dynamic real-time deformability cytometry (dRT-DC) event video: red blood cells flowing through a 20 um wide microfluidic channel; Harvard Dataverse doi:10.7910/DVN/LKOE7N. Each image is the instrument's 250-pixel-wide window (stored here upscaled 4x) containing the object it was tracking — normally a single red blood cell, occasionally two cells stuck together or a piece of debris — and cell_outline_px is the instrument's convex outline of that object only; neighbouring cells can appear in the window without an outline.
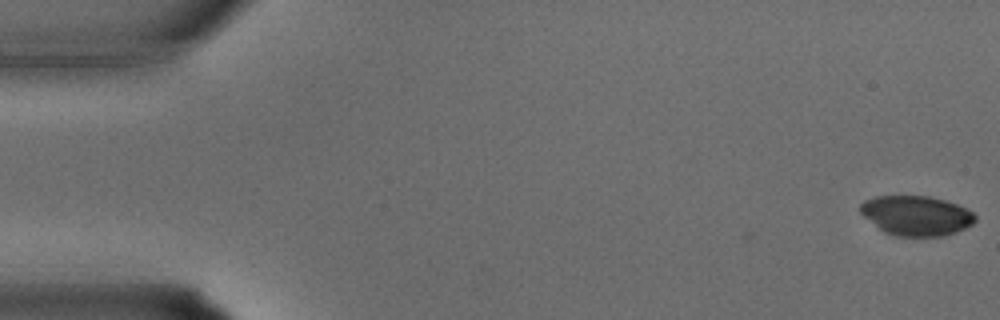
{"species": "common noctule bat (a hibernating species)", "species_latin": "Nyctalus noctula", "temperature_condition": "warm", "stored_images_in_passage": 5, "camera_frame_rate_fps": 3000, "um_per_image_px": 0.085, "animal": {"sex": "male", "body_mass_g": 15.6}, "frame": {"image": 1, "passage_image": 1, "time_ms": 0.0, "image_size_px": [1000, 320], "cell_outline_px": [[976, 220], [972, 224], [956, 232], [944, 236], [896, 236], [884, 232], [864, 216], [860, 212], [860, 204], [864, 200], [876, 196], [928, 196], [944, 200], [968, 208], [976, 216]], "centroid_in_image_um": [77.89, 18.32], "position_along_channel_um": 7.1, "area_um2": 26.59}}